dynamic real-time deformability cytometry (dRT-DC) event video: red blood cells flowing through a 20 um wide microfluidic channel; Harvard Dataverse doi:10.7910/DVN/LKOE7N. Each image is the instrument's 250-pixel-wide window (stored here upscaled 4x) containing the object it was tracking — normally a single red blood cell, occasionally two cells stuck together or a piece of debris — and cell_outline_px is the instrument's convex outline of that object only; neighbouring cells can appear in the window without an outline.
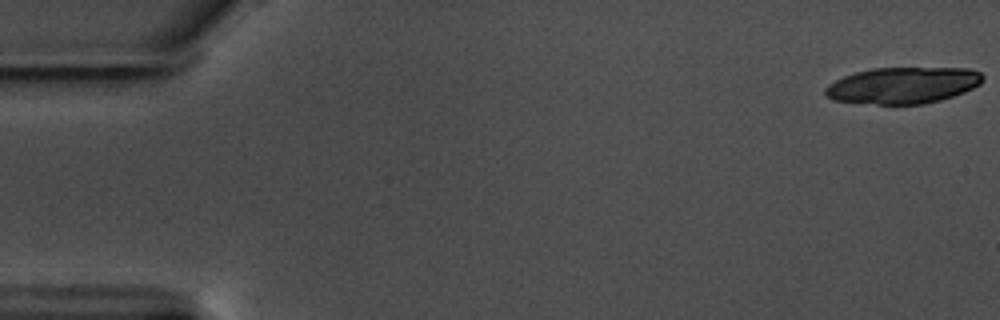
{"species": "common noctule bat (a hibernating species)", "species_latin": "Nyctalus noctula", "temperature_condition": "warm", "stored_images_in_passage": 20, "camera_frame_rate_fps": 3000, "um_per_image_px": 0.085, "animal": {"sex": "male", "body_mass_g": 17.5, "forearm_length_mm": 52.3}, "frame": {"image": 1, "passage_image": 1, "time_ms": 0.0, "image_size_px": [1000, 320], "cell_outline_px": [[984, 80], [980, 84], [964, 92], [940, 100], [924, 104], [876, 104], [832, 100], [824, 92], [824, 88], [828, 84], [844, 76], [856, 72], [872, 68], [968, 68], [980, 72], [984, 76]], "centroid_in_image_um": [76.76, 7.25], "position_along_channel_um": 8.2, "area_um2": 33.41}}